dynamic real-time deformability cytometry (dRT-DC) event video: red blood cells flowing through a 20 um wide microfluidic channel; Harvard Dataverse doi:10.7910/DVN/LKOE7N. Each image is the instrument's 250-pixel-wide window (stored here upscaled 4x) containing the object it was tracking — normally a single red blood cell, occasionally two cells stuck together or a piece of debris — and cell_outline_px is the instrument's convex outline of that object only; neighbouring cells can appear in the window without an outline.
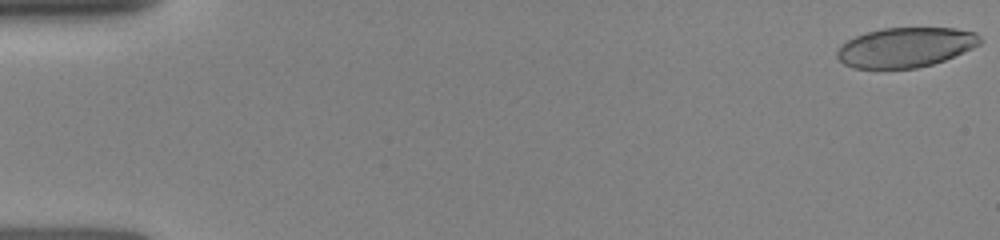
{"species": "human", "species_latin": "Homo sapiens", "temperature_condition": "room temperature", "stored_images_in_passage": 24, "camera_frame_rate_fps": 3000, "um_per_image_px": 0.085, "donor": {"sex": "female"}, "frame": {"image": 1, "passage_image": 1, "time_ms": 0.0, "image_size_px": [1000, 240], "cell_outline_px": [[984, 40], [980, 44], [972, 48], [944, 60], [932, 64], [916, 68], [852, 68], [844, 64], [836, 56], [836, 52], [840, 44], [856, 36], [868, 32], [884, 28], [956, 28], [976, 32]], "centroid_in_image_um": [76.98, 4.02], "position_along_channel_um": 8.0, "area_um2": 33.12}}
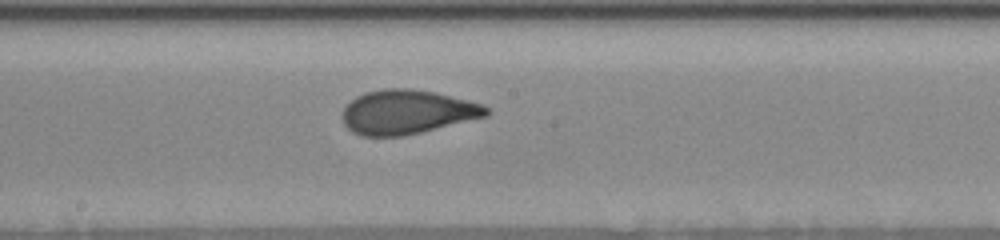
{"frame": {"image": 2, "passage_image": 14, "time_ms": 8.667, "image_size_px": [1000, 240], "cell_outline_px": [[488, 116], [420, 132], [400, 136], [360, 136], [352, 132], [344, 124], [340, 116], [344, 108], [356, 96], [364, 92], [384, 88], [408, 88], [436, 92], [468, 100], [480, 104], [488, 108]], "centroid_in_image_um": [34.56, 9.51], "position_along_channel_um": 213.6, "area_um2": 37.05}}
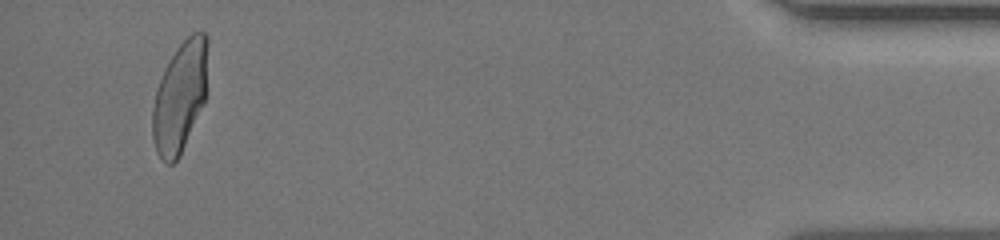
{"frame": {"image": 3, "passage_image": 24, "time_ms": 15.333, "image_size_px": [1000, 240], "cell_outline_px": [[208, 44], [204, 100], [180, 156], [172, 164], [168, 164], [160, 160], [156, 152], [152, 136], [152, 108], [156, 92], [164, 68], [176, 48], [192, 32], [204, 32], [208, 36]], "centroid_in_image_um": [15.27, 8.24], "position_along_channel_um": 419.9, "area_um2": 35.37}}